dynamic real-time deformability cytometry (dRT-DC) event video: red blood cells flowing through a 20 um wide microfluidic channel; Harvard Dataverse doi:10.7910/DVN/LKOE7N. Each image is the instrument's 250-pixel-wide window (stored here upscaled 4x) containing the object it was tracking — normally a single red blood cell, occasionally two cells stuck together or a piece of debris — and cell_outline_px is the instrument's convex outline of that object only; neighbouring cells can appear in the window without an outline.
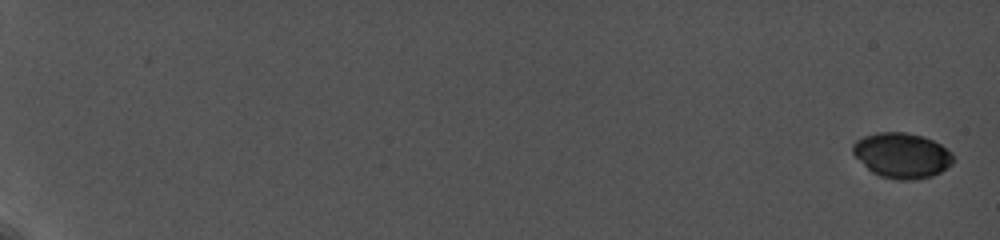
{"species": "common noctule bat (a hibernating species)", "species_latin": "Nyctalus noctula", "temperature_condition": "cold", "stored_images_in_passage": 18, "camera_frame_rate_fps": 5000, "um_per_image_px": 0.085, "animal": {"sex": "female", "body_mass_g": 19.0, "forearm_length_mm": 56.7}, "frame": {"image": 1, "passage_image": 1, "time_ms": 0.0, "image_size_px": [1000, 240], "cell_outline_px": [[956, 160], [952, 164], [940, 172], [932, 176], [916, 180], [896, 180], [880, 176], [872, 172], [852, 152], [852, 144], [856, 140], [864, 136], [876, 132], [904, 132], [924, 136], [940, 144], [952, 152]], "centroid_in_image_um": [76.69, 13.21], "position_along_channel_um": 8.3, "area_um2": 26.65}}